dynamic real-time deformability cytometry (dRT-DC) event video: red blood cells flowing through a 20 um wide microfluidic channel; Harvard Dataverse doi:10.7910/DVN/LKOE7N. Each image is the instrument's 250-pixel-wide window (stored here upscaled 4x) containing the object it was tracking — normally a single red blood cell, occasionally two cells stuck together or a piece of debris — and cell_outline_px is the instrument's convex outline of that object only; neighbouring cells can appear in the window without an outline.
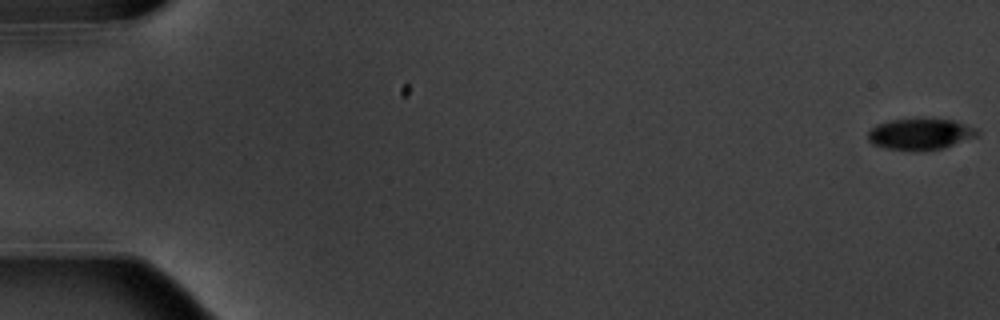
{"species": "common noctule bat (a hibernating species)", "species_latin": "Nyctalus noctula", "temperature_condition": "warm", "stored_images_in_passage": 5, "camera_frame_rate_fps": 3000, "um_per_image_px": 0.085, "animal": {"sex": "male", "body_mass_g": 20.1, "forearm_length_mm": 53.5}, "frame": {"image": 1, "passage_image": 1, "time_ms": 0.0, "image_size_px": [1000, 320], "cell_outline_px": [[980, 136], [944, 148], [912, 152], [884, 148], [872, 144], [868, 140], [868, 132], [876, 124], [892, 120], [920, 116], [952, 120], [976, 128], [980, 132]], "centroid_in_image_um": [78.24, 11.38], "position_along_channel_um": 6.8, "area_um2": 20.81}}
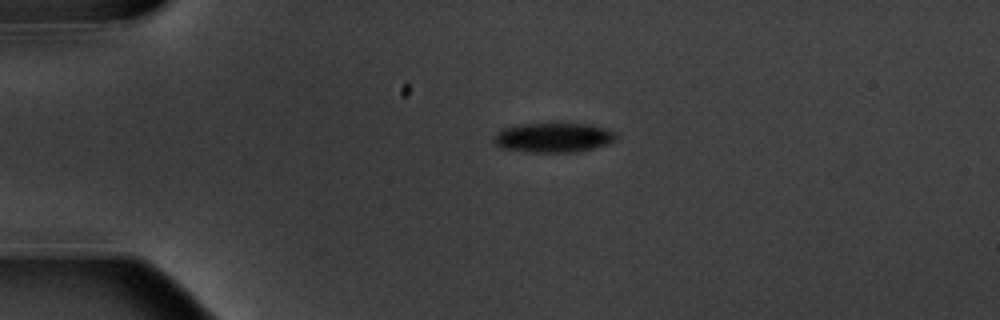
{"frame": {"image": 2, "passage_image": 4, "time_ms": 4.333, "image_size_px": [1000, 320], "cell_outline_px": [[620, 136], [616, 140], [592, 148], [576, 152], [528, 152], [500, 148], [492, 140], [492, 136], [496, 132], [504, 128], [520, 124], [592, 124], [616, 132]], "centroid_in_image_um": [47.02, 11.69], "position_along_channel_um": 38.0, "area_um2": 21.15}}